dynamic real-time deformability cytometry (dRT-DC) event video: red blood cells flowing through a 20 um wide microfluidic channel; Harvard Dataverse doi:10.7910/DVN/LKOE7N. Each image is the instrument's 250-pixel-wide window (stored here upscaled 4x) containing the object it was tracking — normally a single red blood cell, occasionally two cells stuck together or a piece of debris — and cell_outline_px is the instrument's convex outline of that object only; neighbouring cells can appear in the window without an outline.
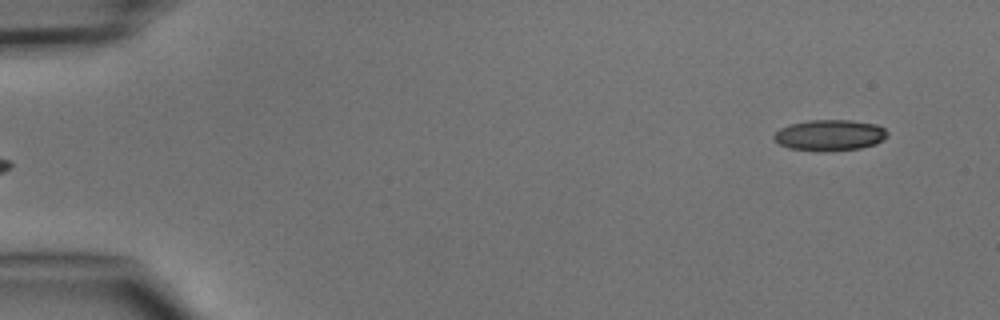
{"species": "common noctule bat (a hibernating species)", "species_latin": "Nyctalus noctula", "temperature_condition": "cold", "stored_images_in_passage": 5, "segment_of_instrument_passage": [2, 2], "camera_frame_rate_fps": 3000, "um_per_image_px": 0.085, "animal": {"sex": "male", "body_mass_g": 15.6}, "frame": {"image": 1, "passage_image": 5, "time_ms": 4.667, "image_size_px": [1000, 320], "cell_outline_px": [[888, 136], [876, 144], [860, 148], [824, 152], [820, 152], [788, 148], [780, 144], [772, 136], [780, 128], [788, 124], [808, 120], [848, 120], [876, 124], [884, 128], [888, 132]], "centroid_in_image_um": [70.52, 11.5], "position_along_channel_um": 14.5, "area_um2": 20.69}}